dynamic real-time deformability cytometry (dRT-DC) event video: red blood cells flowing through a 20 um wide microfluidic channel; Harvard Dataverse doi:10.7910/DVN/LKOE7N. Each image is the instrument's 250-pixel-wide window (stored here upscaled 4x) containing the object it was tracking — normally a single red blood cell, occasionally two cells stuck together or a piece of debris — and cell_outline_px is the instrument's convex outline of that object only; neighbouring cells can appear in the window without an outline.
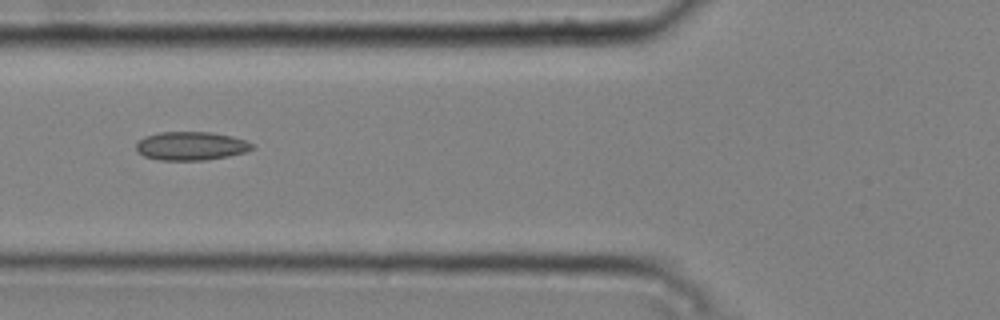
{"species": "common noctule bat (a hibernating species)", "species_latin": "Nyctalus noctula", "temperature_condition": "cold", "stored_images_in_passage": 8, "camera_frame_rate_fps": 3000, "um_per_image_px": 0.085, "animal": {"sex": "male", "body_mass_g": 20.4}, "frame": {"image": 1, "passage_image": 5, "time_ms": 1.333, "image_size_px": [1000, 320], "cell_outline_px": [[256, 148], [244, 152], [228, 156], [204, 160], [160, 160], [144, 156], [136, 148], [136, 144], [144, 136], [160, 132], [212, 132], [232, 136], [244, 140], [252, 144]], "centroid_in_image_um": [16.24, 12.4], "position_along_channel_um": 109.6, "area_um2": 19.19}}
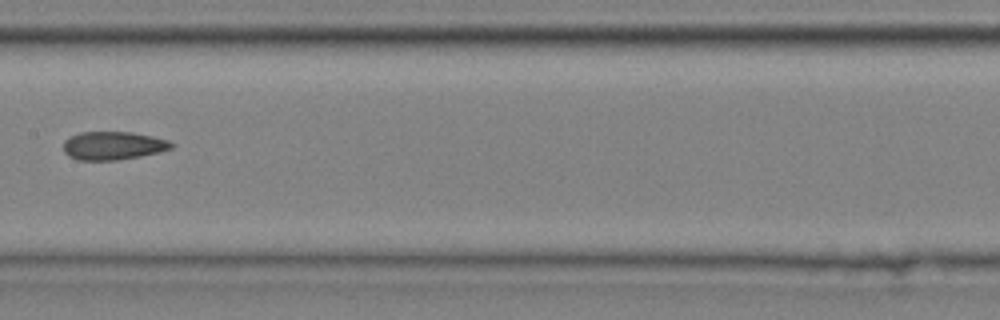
{"frame": {"image": 2, "passage_image": 7, "time_ms": 2.0, "image_size_px": [1000, 320], "cell_outline_px": [[176, 144], [172, 148], [160, 152], [140, 156], [116, 160], [76, 160], [68, 156], [64, 152], [64, 140], [80, 132], [132, 132], [152, 136], [168, 140]], "centroid_in_image_um": [9.63, 12.38], "position_along_channel_um": 197.8, "area_um2": 17.86}}
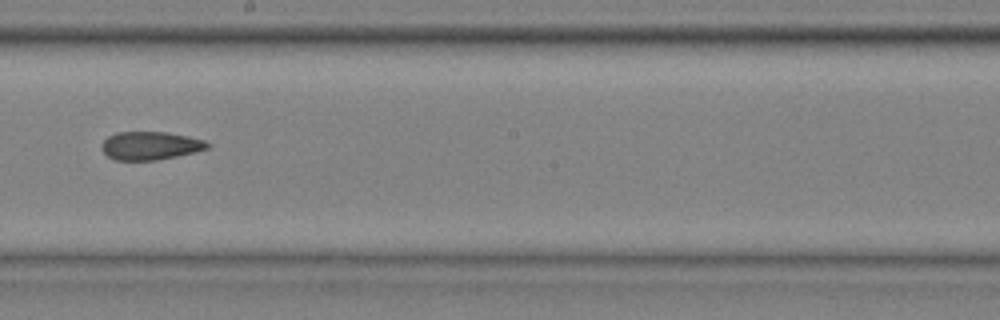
{"frame": {"image": 3, "passage_image": 8, "time_ms": 2.333, "image_size_px": [1000, 320], "cell_outline_px": [[212, 144], [208, 148], [196, 152], [156, 160], [116, 160], [108, 156], [104, 152], [104, 140], [108, 136], [116, 132], [168, 132], [188, 136], [204, 140]], "centroid_in_image_um": [12.83, 12.37], "position_along_channel_um": 235.4, "area_um2": 17.28}}